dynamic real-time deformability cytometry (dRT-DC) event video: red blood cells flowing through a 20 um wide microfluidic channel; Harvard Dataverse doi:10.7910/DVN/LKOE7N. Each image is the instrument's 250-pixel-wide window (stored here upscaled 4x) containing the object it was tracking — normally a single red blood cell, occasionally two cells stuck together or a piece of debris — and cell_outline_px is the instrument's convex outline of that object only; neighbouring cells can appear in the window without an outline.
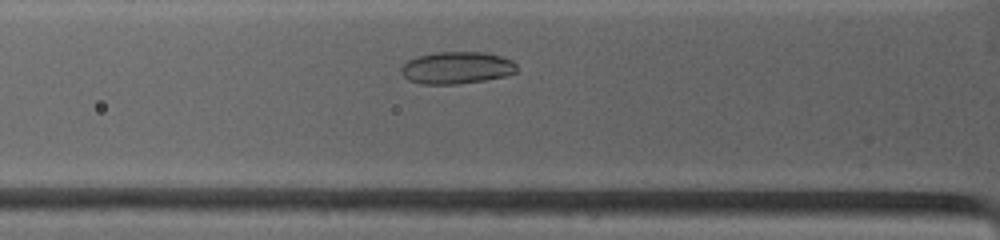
{"species": "common noctule bat (a hibernating species)", "species_latin": "Nyctalus noctula", "temperature_condition": "warm", "stored_images_in_passage": 21, "camera_frame_rate_fps": 4500, "um_per_image_px": 0.085, "animal": {"sex": "female", "body_mass_g": 19.0, "forearm_length_mm": 53.3}, "frame": {"image": 1, "passage_image": 6, "time_ms": 2.222, "image_size_px": [1000, 240], "cell_outline_px": [[516, 72], [504, 76], [484, 80], [456, 84], [420, 84], [408, 80], [400, 72], [400, 68], [408, 60], [416, 56], [436, 52], [484, 52], [500, 56], [512, 60], [516, 64]], "centroid_in_image_um": [38.78, 5.76], "position_along_channel_um": 87.0, "area_um2": 21.68}}
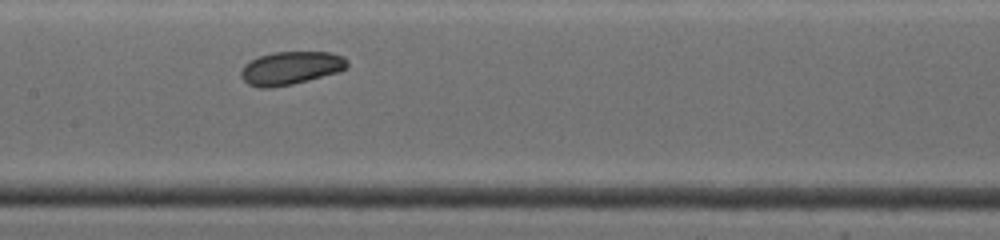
{"frame": {"image": 2, "passage_image": 12, "time_ms": 4.667, "image_size_px": [1000, 240], "cell_outline_px": [[348, 68], [336, 72], [308, 80], [292, 84], [272, 88], [260, 88], [248, 84], [240, 76], [240, 72], [244, 64], [260, 56], [272, 52], [332, 52], [344, 56], [348, 60]], "centroid_in_image_um": [24.72, 5.78], "position_along_channel_um": 182.7, "area_um2": 20.58}}
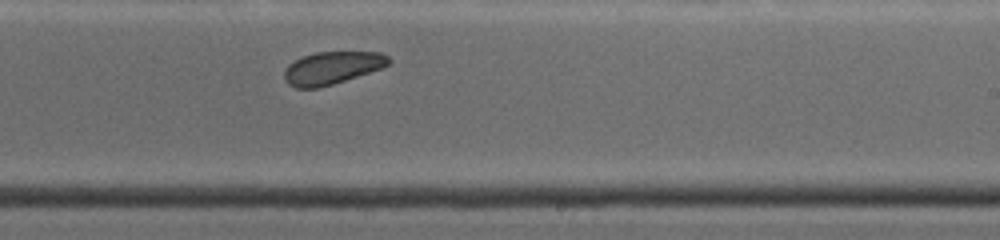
{"frame": {"image": 3, "passage_image": 20, "time_ms": 6.667, "image_size_px": [1000, 240], "cell_outline_px": [[392, 60], [388, 64], [380, 68], [332, 84], [316, 88], [296, 88], [288, 84], [284, 80], [284, 72], [288, 64], [304, 56], [316, 52], [380, 52], [388, 56]], "centroid_in_image_um": [28.2, 5.76], "position_along_channel_um": 260.8, "area_um2": 19.54}}